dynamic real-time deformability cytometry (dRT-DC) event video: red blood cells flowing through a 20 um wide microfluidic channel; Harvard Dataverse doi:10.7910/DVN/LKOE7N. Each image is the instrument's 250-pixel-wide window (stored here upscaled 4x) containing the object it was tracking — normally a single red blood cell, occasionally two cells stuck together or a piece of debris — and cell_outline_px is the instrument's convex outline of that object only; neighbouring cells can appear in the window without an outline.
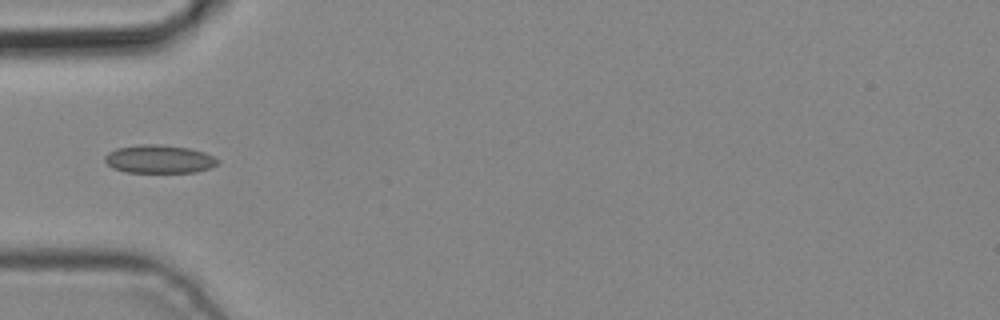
{"species": "common noctule bat (a hibernating species)", "species_latin": "Nyctalus noctula", "temperature_condition": "cold", "stored_images_in_passage": 5, "camera_frame_rate_fps": 3000, "um_per_image_px": 0.085, "animal": {"sex": "male", "body_mass_g": 19.2, "forearm_length_mm": 51.8}, "frame": {"image": 1, "passage_image": 5, "time_ms": 1.333, "image_size_px": [1000, 320], "cell_outline_px": [[220, 164], [212, 168], [196, 172], [124, 172], [112, 168], [104, 160], [104, 156], [108, 152], [116, 148], [136, 144], [160, 144], [188, 148], [204, 152], [220, 160]], "centroid_in_image_um": [13.53, 13.52], "position_along_channel_um": 71.5, "area_um2": 18.84}}